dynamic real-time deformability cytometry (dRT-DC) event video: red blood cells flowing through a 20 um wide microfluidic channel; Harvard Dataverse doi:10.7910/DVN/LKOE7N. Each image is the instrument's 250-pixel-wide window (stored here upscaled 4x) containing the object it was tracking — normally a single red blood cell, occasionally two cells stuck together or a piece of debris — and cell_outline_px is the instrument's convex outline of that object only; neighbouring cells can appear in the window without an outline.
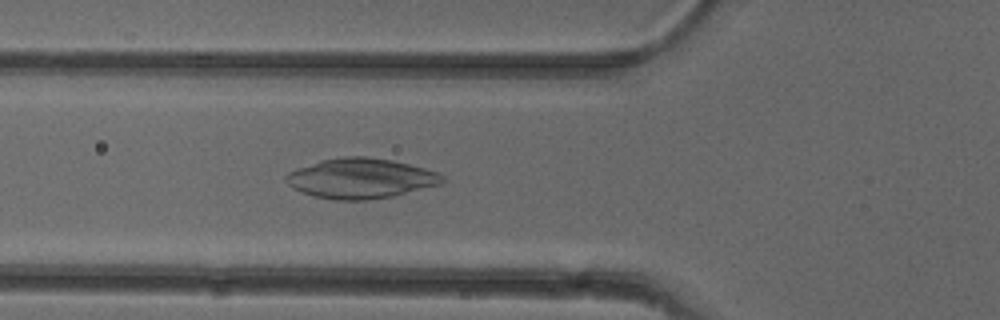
{"species": "common noctule bat (a hibernating species)", "species_latin": "Nyctalus noctula", "temperature_condition": "cold", "stored_images_in_passage": 51, "camera_frame_rate_fps": 3000, "um_per_image_px": 0.085, "animal": {"sex": "female"}, "frame": {"image": 1, "passage_image": 18, "time_ms": 5.667, "image_size_px": [1000, 320], "cell_outline_px": [[444, 180], [440, 184], [392, 196], [368, 200], [336, 200], [312, 196], [292, 188], [284, 180], [284, 176], [288, 172], [296, 168], [320, 160], [344, 156], [368, 156], [392, 160], [440, 172], [444, 176]], "centroid_in_image_um": [30.62, 15.15], "position_along_channel_um": 95.2, "area_um2": 36.7}}
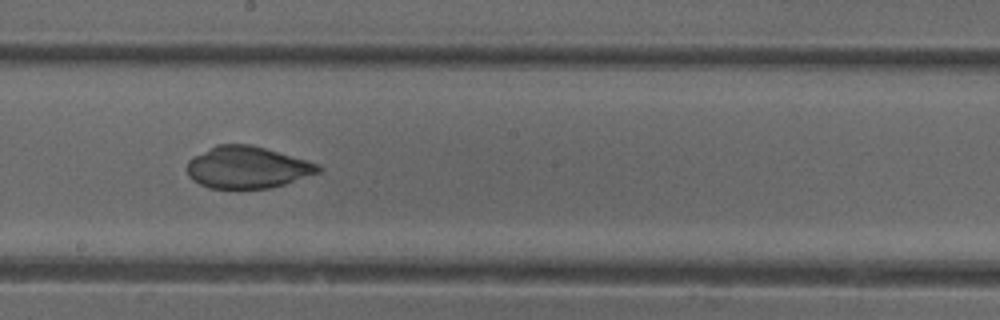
{"frame": {"image": 2, "passage_image": 28, "time_ms": 9.0, "image_size_px": [1000, 320], "cell_outline_px": [[324, 168], [320, 172], [284, 184], [268, 188], [208, 188], [192, 180], [188, 176], [188, 160], [192, 156], [216, 144], [252, 144], [320, 164]], "centroid_in_image_um": [21.01, 14.21], "position_along_channel_um": 227.2, "area_um2": 32.14}}
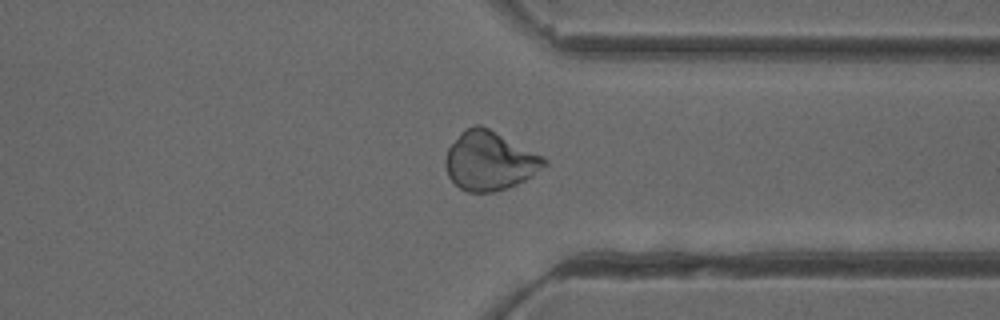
{"frame": {"image": 3, "passage_image": 39, "time_ms": 12.667, "image_size_px": [1000, 320], "cell_outline_px": [[548, 164], [532, 176], [508, 188], [496, 192], [468, 192], [460, 188], [448, 176], [444, 164], [444, 160], [448, 148], [460, 132], [476, 124], [480, 124], [544, 156], [548, 160]], "centroid_in_image_um": [41.62, 13.68], "position_along_channel_um": 369.8, "area_um2": 33.93}}